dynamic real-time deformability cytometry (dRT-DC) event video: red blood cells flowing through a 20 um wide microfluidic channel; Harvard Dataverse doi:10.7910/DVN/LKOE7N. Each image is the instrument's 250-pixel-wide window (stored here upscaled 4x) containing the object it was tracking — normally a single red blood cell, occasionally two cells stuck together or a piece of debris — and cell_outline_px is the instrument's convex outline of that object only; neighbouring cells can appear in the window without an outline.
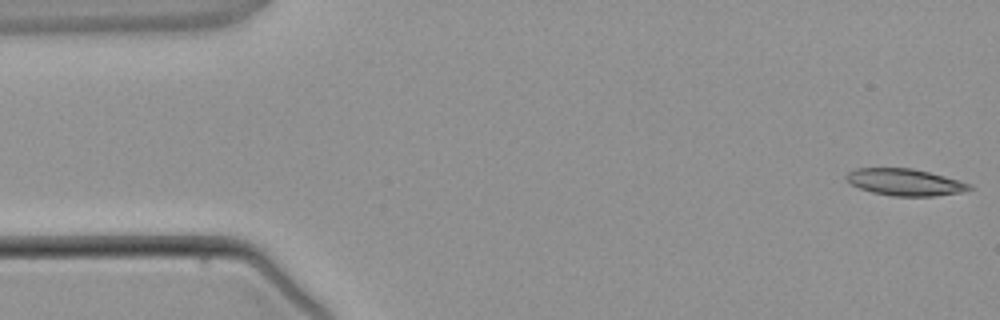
{"species": "common noctule bat (a hibernating species)", "species_latin": "Nyctalus noctula", "temperature_condition": "warm", "stored_images_in_passage": 5, "segment_of_instrument_passage": [2, 2], "camera_frame_rate_fps": 3000, "um_per_image_px": 0.085, "animal": {"sex": "male", "body_mass_g": 21.5, "forearm_length_mm": 52.0}, "frame": {"image": 1, "passage_image": 5, "time_ms": 5.667, "image_size_px": [1000, 320], "cell_outline_px": [[972, 188], [960, 192], [932, 196], [892, 196], [872, 192], [860, 188], [852, 184], [844, 176], [848, 172], [856, 168], [912, 168], [960, 180], [972, 184]], "centroid_in_image_um": [76.92, 15.48], "position_along_channel_um": 8.1, "area_um2": 19.07}}